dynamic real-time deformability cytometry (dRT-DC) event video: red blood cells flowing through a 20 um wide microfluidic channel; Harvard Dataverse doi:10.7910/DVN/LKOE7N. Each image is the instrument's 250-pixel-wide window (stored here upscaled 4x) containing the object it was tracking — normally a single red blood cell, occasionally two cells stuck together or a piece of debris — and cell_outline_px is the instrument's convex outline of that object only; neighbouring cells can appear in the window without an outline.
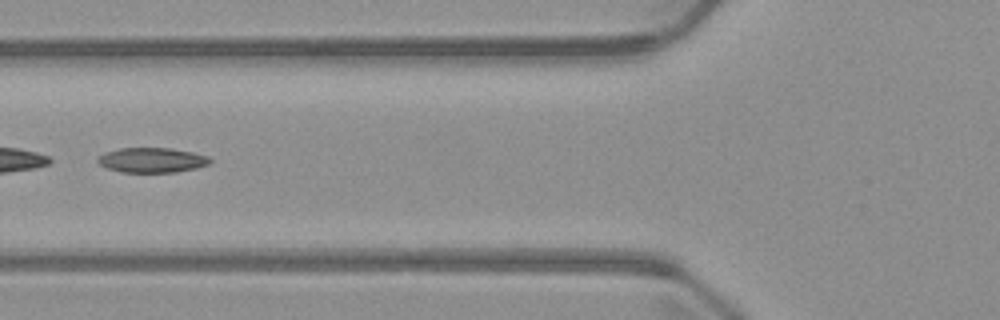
{"species": "common noctule bat (a hibernating species)", "species_latin": "Nyctalus noctula", "temperature_condition": "warm", "stored_images_in_passage": 6, "segment_of_instrument_passage": [2, 2], "camera_frame_rate_fps": 3000, "um_per_image_px": 0.085, "animal": {"sex": "male", "body_mass_g": 23.1, "forearm_length_mm": 52.7}, "frame": {"image": 1, "passage_image": 5, "time_ms": 5.667, "image_size_px": [1000, 320], "cell_outline_px": [[212, 160], [208, 164], [196, 168], [176, 172], [120, 172], [108, 168], [100, 164], [96, 160], [96, 156], [104, 152], [120, 148], [172, 148], [192, 152], [208, 156]], "centroid_in_image_um": [12.89, 13.6], "position_along_channel_um": 112.9, "area_um2": 16.36}}
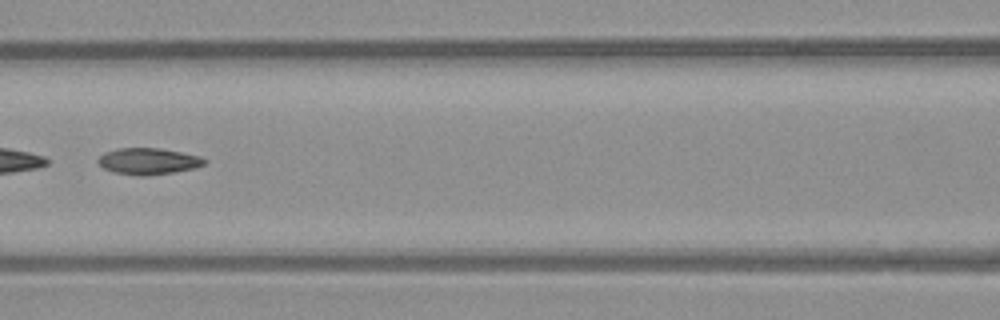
{"frame": {"image": 2, "passage_image": 6, "time_ms": 6.667, "image_size_px": [1000, 320], "cell_outline_px": [[208, 160], [204, 164], [196, 168], [172, 172], [144, 176], [140, 176], [112, 172], [104, 168], [96, 160], [104, 152], [120, 148], [160, 148], [200, 156]], "centroid_in_image_um": [12.6, 13.7], "position_along_channel_um": 154.0, "area_um2": 16.36}}